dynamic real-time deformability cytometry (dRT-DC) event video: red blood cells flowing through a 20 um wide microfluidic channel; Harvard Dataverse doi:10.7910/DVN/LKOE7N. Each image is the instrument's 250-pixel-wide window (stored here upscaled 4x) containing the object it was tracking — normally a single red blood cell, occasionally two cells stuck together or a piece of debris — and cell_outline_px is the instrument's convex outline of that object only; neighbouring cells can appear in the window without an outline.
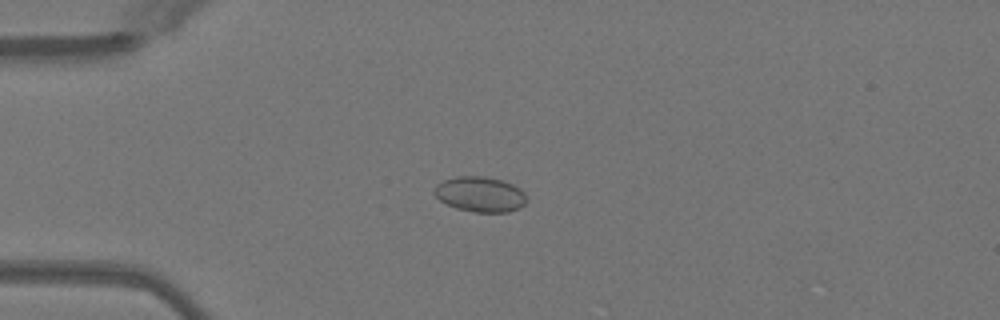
{"species": "Egyptian fruit bat (a non-hibernating species)", "species_latin": "Rousettus aegyptiacus", "temperature_condition": "warm", "stored_images_in_passage": 33, "camera_frame_rate_fps": 3000, "um_per_image_px": 0.085, "animal": {"sex": "female"}, "frame": {"image": 1, "passage_image": 9, "time_ms": 2.667, "image_size_px": [1000, 320], "cell_outline_px": [[528, 200], [520, 208], [508, 212], [472, 212], [456, 208], [440, 200], [432, 192], [432, 188], [436, 184], [444, 180], [456, 176], [484, 176], [500, 180], [512, 184], [520, 188], [524, 192]], "centroid_in_image_um": [40.8, 16.51], "position_along_channel_um": 44.2, "area_um2": 19.13}}
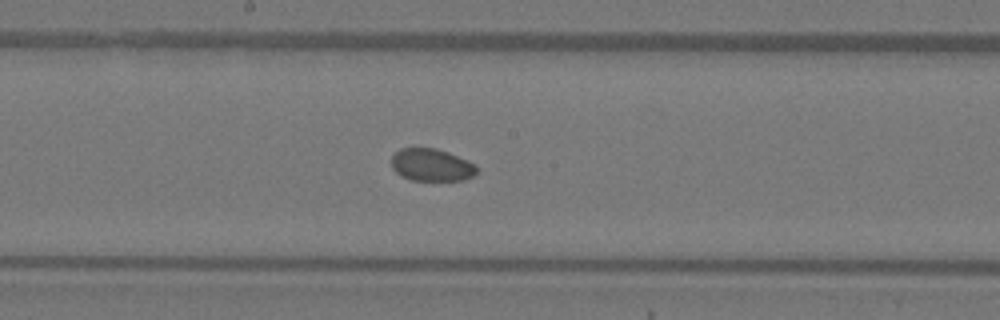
{"frame": {"image": 2, "passage_image": 23, "time_ms": 7.333, "image_size_px": [1000, 320], "cell_outline_px": [[476, 172], [472, 176], [464, 180], [412, 180], [396, 172], [392, 168], [392, 156], [400, 148], [436, 148], [448, 152], [476, 164]], "centroid_in_image_um": [36.68, 14.01], "position_along_channel_um": 211.5, "area_um2": 15.95}}
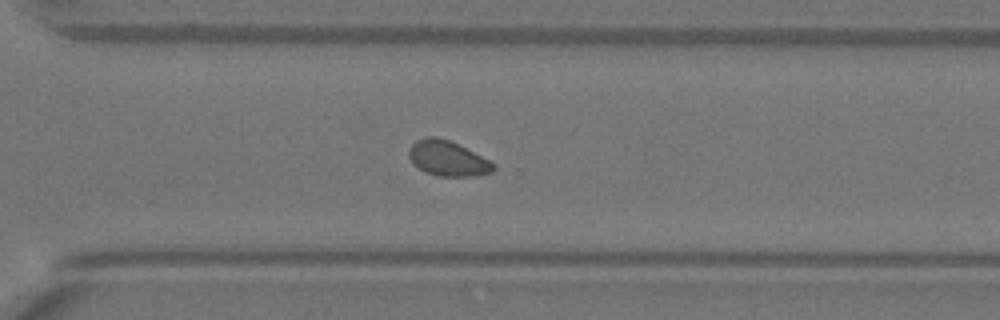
{"frame": {"image": 3, "passage_image": 32, "time_ms": 10.333, "image_size_px": [1000, 320], "cell_outline_px": [[496, 168], [492, 172], [476, 176], [436, 176], [424, 172], [408, 156], [408, 148], [416, 140], [428, 136], [436, 136], [452, 140], [496, 164]], "centroid_in_image_um": [38.07, 13.45], "position_along_channel_um": 332.5, "area_um2": 17.51}}